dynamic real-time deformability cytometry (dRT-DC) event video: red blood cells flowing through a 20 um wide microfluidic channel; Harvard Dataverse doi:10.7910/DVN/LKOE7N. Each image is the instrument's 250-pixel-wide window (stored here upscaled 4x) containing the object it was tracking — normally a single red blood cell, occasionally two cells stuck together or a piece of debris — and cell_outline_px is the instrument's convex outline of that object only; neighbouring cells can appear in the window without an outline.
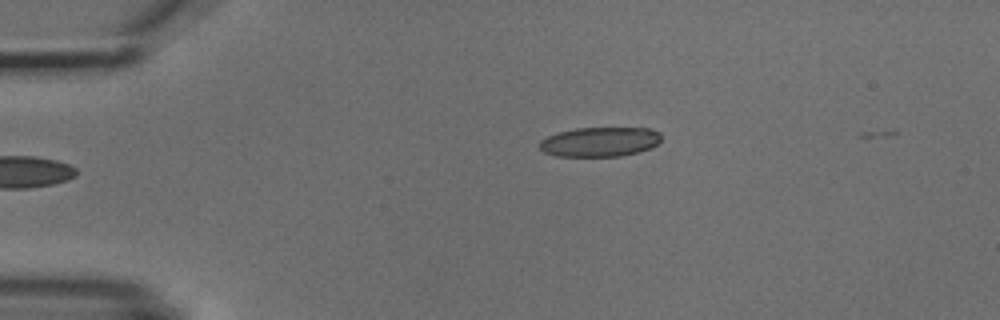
{"species": "common noctule bat (a hibernating species)", "species_latin": "Nyctalus noctula", "temperature_condition": "cold", "stored_images_in_passage": 5, "camera_frame_rate_fps": 3000, "um_per_image_px": 0.085, "animal": {"sex": "male", "body_mass_g": 18.8}, "frame": {"image": 1, "passage_image": 5, "time_ms": 5.667, "image_size_px": [1000, 320], "cell_outline_px": [[660, 140], [656, 144], [648, 148], [636, 152], [620, 156], [556, 156], [544, 152], [540, 148], [540, 140], [556, 132], [576, 128], [652, 128], [660, 132]], "centroid_in_image_um": [50.96, 12.04], "position_along_channel_um": 34.0, "area_um2": 20.87}}